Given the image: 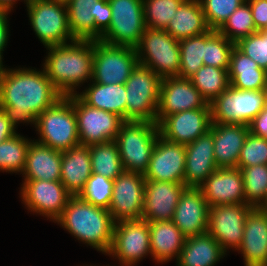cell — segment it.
Listing matches in <instances>:
<instances>
[{
	"label": "cell",
	"mask_w": 267,
	"mask_h": 266,
	"mask_svg": "<svg viewBox=\"0 0 267 266\" xmlns=\"http://www.w3.org/2000/svg\"><path fill=\"white\" fill-rule=\"evenodd\" d=\"M263 92H264V97H265V105L267 106V79H266V83L263 88Z\"/></svg>",
	"instance_id": "db71d44e"
},
{
	"label": "cell",
	"mask_w": 267,
	"mask_h": 266,
	"mask_svg": "<svg viewBox=\"0 0 267 266\" xmlns=\"http://www.w3.org/2000/svg\"><path fill=\"white\" fill-rule=\"evenodd\" d=\"M180 78L189 79L199 68L204 66L205 33L179 41Z\"/></svg>",
	"instance_id": "8d00e7d4"
},
{
	"label": "cell",
	"mask_w": 267,
	"mask_h": 266,
	"mask_svg": "<svg viewBox=\"0 0 267 266\" xmlns=\"http://www.w3.org/2000/svg\"><path fill=\"white\" fill-rule=\"evenodd\" d=\"M245 266H267V212L252 207L246 216L243 240L237 251Z\"/></svg>",
	"instance_id": "cb8c5ba5"
},
{
	"label": "cell",
	"mask_w": 267,
	"mask_h": 266,
	"mask_svg": "<svg viewBox=\"0 0 267 266\" xmlns=\"http://www.w3.org/2000/svg\"><path fill=\"white\" fill-rule=\"evenodd\" d=\"M189 79L209 104L230 86L228 69L214 66H202Z\"/></svg>",
	"instance_id": "836d02e7"
},
{
	"label": "cell",
	"mask_w": 267,
	"mask_h": 266,
	"mask_svg": "<svg viewBox=\"0 0 267 266\" xmlns=\"http://www.w3.org/2000/svg\"><path fill=\"white\" fill-rule=\"evenodd\" d=\"M16 1L17 0H0V8H4L11 11ZM24 1L26 2L27 6L32 0H24Z\"/></svg>",
	"instance_id": "816d5d0a"
},
{
	"label": "cell",
	"mask_w": 267,
	"mask_h": 266,
	"mask_svg": "<svg viewBox=\"0 0 267 266\" xmlns=\"http://www.w3.org/2000/svg\"><path fill=\"white\" fill-rule=\"evenodd\" d=\"M210 108V104L193 86L190 79L168 77L161 81L156 121L159 124L173 113Z\"/></svg>",
	"instance_id": "e0dca14e"
},
{
	"label": "cell",
	"mask_w": 267,
	"mask_h": 266,
	"mask_svg": "<svg viewBox=\"0 0 267 266\" xmlns=\"http://www.w3.org/2000/svg\"><path fill=\"white\" fill-rule=\"evenodd\" d=\"M3 68H4L3 62H2V60H0V77H1V73H2Z\"/></svg>",
	"instance_id": "11a10c76"
},
{
	"label": "cell",
	"mask_w": 267,
	"mask_h": 266,
	"mask_svg": "<svg viewBox=\"0 0 267 266\" xmlns=\"http://www.w3.org/2000/svg\"><path fill=\"white\" fill-rule=\"evenodd\" d=\"M235 46L267 71V31L259 30L242 38Z\"/></svg>",
	"instance_id": "f6af8a7d"
},
{
	"label": "cell",
	"mask_w": 267,
	"mask_h": 266,
	"mask_svg": "<svg viewBox=\"0 0 267 266\" xmlns=\"http://www.w3.org/2000/svg\"><path fill=\"white\" fill-rule=\"evenodd\" d=\"M217 31L234 44L256 33L258 30L254 25L249 4L244 2L238 7Z\"/></svg>",
	"instance_id": "f35d334b"
},
{
	"label": "cell",
	"mask_w": 267,
	"mask_h": 266,
	"mask_svg": "<svg viewBox=\"0 0 267 266\" xmlns=\"http://www.w3.org/2000/svg\"><path fill=\"white\" fill-rule=\"evenodd\" d=\"M34 126L40 135L36 142L54 150L63 152L80 145L74 106L66 96L45 109L37 117Z\"/></svg>",
	"instance_id": "277c9868"
},
{
	"label": "cell",
	"mask_w": 267,
	"mask_h": 266,
	"mask_svg": "<svg viewBox=\"0 0 267 266\" xmlns=\"http://www.w3.org/2000/svg\"><path fill=\"white\" fill-rule=\"evenodd\" d=\"M251 208L249 204L210 207L207 232L226 252L230 248L237 250L242 244L246 216Z\"/></svg>",
	"instance_id": "2e32d148"
},
{
	"label": "cell",
	"mask_w": 267,
	"mask_h": 266,
	"mask_svg": "<svg viewBox=\"0 0 267 266\" xmlns=\"http://www.w3.org/2000/svg\"><path fill=\"white\" fill-rule=\"evenodd\" d=\"M185 160V145L170 142L159 135L144 178L146 180L183 183Z\"/></svg>",
	"instance_id": "d6986e66"
},
{
	"label": "cell",
	"mask_w": 267,
	"mask_h": 266,
	"mask_svg": "<svg viewBox=\"0 0 267 266\" xmlns=\"http://www.w3.org/2000/svg\"><path fill=\"white\" fill-rule=\"evenodd\" d=\"M186 188L183 183L146 180L142 219L148 222L172 220Z\"/></svg>",
	"instance_id": "44dd1931"
},
{
	"label": "cell",
	"mask_w": 267,
	"mask_h": 266,
	"mask_svg": "<svg viewBox=\"0 0 267 266\" xmlns=\"http://www.w3.org/2000/svg\"><path fill=\"white\" fill-rule=\"evenodd\" d=\"M32 28L46 47L75 41L69 25L66 3L60 0H32L27 5Z\"/></svg>",
	"instance_id": "ba28073f"
},
{
	"label": "cell",
	"mask_w": 267,
	"mask_h": 266,
	"mask_svg": "<svg viewBox=\"0 0 267 266\" xmlns=\"http://www.w3.org/2000/svg\"><path fill=\"white\" fill-rule=\"evenodd\" d=\"M235 44L217 30L205 32V52L203 63L222 69H229L230 56Z\"/></svg>",
	"instance_id": "74e56055"
},
{
	"label": "cell",
	"mask_w": 267,
	"mask_h": 266,
	"mask_svg": "<svg viewBox=\"0 0 267 266\" xmlns=\"http://www.w3.org/2000/svg\"><path fill=\"white\" fill-rule=\"evenodd\" d=\"M138 63L135 48L94 40L92 82L125 84Z\"/></svg>",
	"instance_id": "8fae6325"
},
{
	"label": "cell",
	"mask_w": 267,
	"mask_h": 266,
	"mask_svg": "<svg viewBox=\"0 0 267 266\" xmlns=\"http://www.w3.org/2000/svg\"><path fill=\"white\" fill-rule=\"evenodd\" d=\"M8 13H10V10L0 8V60H2V53L7 45L9 38V24H7L9 22L7 20Z\"/></svg>",
	"instance_id": "681fc988"
},
{
	"label": "cell",
	"mask_w": 267,
	"mask_h": 266,
	"mask_svg": "<svg viewBox=\"0 0 267 266\" xmlns=\"http://www.w3.org/2000/svg\"><path fill=\"white\" fill-rule=\"evenodd\" d=\"M157 123L125 121L116 137L124 171L144 174L157 142Z\"/></svg>",
	"instance_id": "5b68a950"
},
{
	"label": "cell",
	"mask_w": 267,
	"mask_h": 266,
	"mask_svg": "<svg viewBox=\"0 0 267 266\" xmlns=\"http://www.w3.org/2000/svg\"><path fill=\"white\" fill-rule=\"evenodd\" d=\"M214 156L218 168H236L241 149L249 133L245 124L211 123Z\"/></svg>",
	"instance_id": "d4e9b609"
},
{
	"label": "cell",
	"mask_w": 267,
	"mask_h": 266,
	"mask_svg": "<svg viewBox=\"0 0 267 266\" xmlns=\"http://www.w3.org/2000/svg\"><path fill=\"white\" fill-rule=\"evenodd\" d=\"M265 106L263 90L229 86L210 103L211 119L213 123L248 125Z\"/></svg>",
	"instance_id": "30bf717a"
},
{
	"label": "cell",
	"mask_w": 267,
	"mask_h": 266,
	"mask_svg": "<svg viewBox=\"0 0 267 266\" xmlns=\"http://www.w3.org/2000/svg\"><path fill=\"white\" fill-rule=\"evenodd\" d=\"M201 2L185 0L177 9L165 31L180 41L209 31Z\"/></svg>",
	"instance_id": "f546056e"
},
{
	"label": "cell",
	"mask_w": 267,
	"mask_h": 266,
	"mask_svg": "<svg viewBox=\"0 0 267 266\" xmlns=\"http://www.w3.org/2000/svg\"><path fill=\"white\" fill-rule=\"evenodd\" d=\"M249 132L267 139V106L248 124Z\"/></svg>",
	"instance_id": "c3c4849f"
},
{
	"label": "cell",
	"mask_w": 267,
	"mask_h": 266,
	"mask_svg": "<svg viewBox=\"0 0 267 266\" xmlns=\"http://www.w3.org/2000/svg\"><path fill=\"white\" fill-rule=\"evenodd\" d=\"M185 0H143L146 28L166 29Z\"/></svg>",
	"instance_id": "60d3db41"
},
{
	"label": "cell",
	"mask_w": 267,
	"mask_h": 266,
	"mask_svg": "<svg viewBox=\"0 0 267 266\" xmlns=\"http://www.w3.org/2000/svg\"><path fill=\"white\" fill-rule=\"evenodd\" d=\"M210 206L199 188L187 187L175 208L173 223L186 236L207 232Z\"/></svg>",
	"instance_id": "7402d4cb"
},
{
	"label": "cell",
	"mask_w": 267,
	"mask_h": 266,
	"mask_svg": "<svg viewBox=\"0 0 267 266\" xmlns=\"http://www.w3.org/2000/svg\"><path fill=\"white\" fill-rule=\"evenodd\" d=\"M207 204H246L244 182L239 168H217L199 187Z\"/></svg>",
	"instance_id": "ffe728a7"
},
{
	"label": "cell",
	"mask_w": 267,
	"mask_h": 266,
	"mask_svg": "<svg viewBox=\"0 0 267 266\" xmlns=\"http://www.w3.org/2000/svg\"><path fill=\"white\" fill-rule=\"evenodd\" d=\"M150 252L158 263L169 262L173 257L178 259L184 247L186 236L169 221L149 222Z\"/></svg>",
	"instance_id": "83f0119b"
},
{
	"label": "cell",
	"mask_w": 267,
	"mask_h": 266,
	"mask_svg": "<svg viewBox=\"0 0 267 266\" xmlns=\"http://www.w3.org/2000/svg\"><path fill=\"white\" fill-rule=\"evenodd\" d=\"M113 183L114 180L92 173L78 196L96 207L108 210L113 193Z\"/></svg>",
	"instance_id": "b9f144b4"
},
{
	"label": "cell",
	"mask_w": 267,
	"mask_h": 266,
	"mask_svg": "<svg viewBox=\"0 0 267 266\" xmlns=\"http://www.w3.org/2000/svg\"><path fill=\"white\" fill-rule=\"evenodd\" d=\"M226 251L208 232L186 237L177 259L178 266H214Z\"/></svg>",
	"instance_id": "f1b7e54d"
},
{
	"label": "cell",
	"mask_w": 267,
	"mask_h": 266,
	"mask_svg": "<svg viewBox=\"0 0 267 266\" xmlns=\"http://www.w3.org/2000/svg\"><path fill=\"white\" fill-rule=\"evenodd\" d=\"M92 175L89 146L79 145L62 152L60 181L72 196H78Z\"/></svg>",
	"instance_id": "4316f807"
},
{
	"label": "cell",
	"mask_w": 267,
	"mask_h": 266,
	"mask_svg": "<svg viewBox=\"0 0 267 266\" xmlns=\"http://www.w3.org/2000/svg\"><path fill=\"white\" fill-rule=\"evenodd\" d=\"M146 179L144 174L123 171L114 179L108 211L113 221L142 219Z\"/></svg>",
	"instance_id": "5bb4252c"
},
{
	"label": "cell",
	"mask_w": 267,
	"mask_h": 266,
	"mask_svg": "<svg viewBox=\"0 0 267 266\" xmlns=\"http://www.w3.org/2000/svg\"><path fill=\"white\" fill-rule=\"evenodd\" d=\"M111 24L100 41L113 46L135 48L145 32L143 0H108Z\"/></svg>",
	"instance_id": "9c48e42d"
},
{
	"label": "cell",
	"mask_w": 267,
	"mask_h": 266,
	"mask_svg": "<svg viewBox=\"0 0 267 266\" xmlns=\"http://www.w3.org/2000/svg\"><path fill=\"white\" fill-rule=\"evenodd\" d=\"M73 103L80 145L90 146L115 141L125 122L119 115L88 106L76 94L67 96Z\"/></svg>",
	"instance_id": "7c38bea8"
},
{
	"label": "cell",
	"mask_w": 267,
	"mask_h": 266,
	"mask_svg": "<svg viewBox=\"0 0 267 266\" xmlns=\"http://www.w3.org/2000/svg\"><path fill=\"white\" fill-rule=\"evenodd\" d=\"M15 129L7 118V114L0 108V143L17 134Z\"/></svg>",
	"instance_id": "f907efd6"
},
{
	"label": "cell",
	"mask_w": 267,
	"mask_h": 266,
	"mask_svg": "<svg viewBox=\"0 0 267 266\" xmlns=\"http://www.w3.org/2000/svg\"><path fill=\"white\" fill-rule=\"evenodd\" d=\"M45 74L63 96L77 94L76 87L92 80L94 40H79L46 47Z\"/></svg>",
	"instance_id": "7a4b0ae2"
},
{
	"label": "cell",
	"mask_w": 267,
	"mask_h": 266,
	"mask_svg": "<svg viewBox=\"0 0 267 266\" xmlns=\"http://www.w3.org/2000/svg\"><path fill=\"white\" fill-rule=\"evenodd\" d=\"M267 165V139L248 133L241 149L237 168Z\"/></svg>",
	"instance_id": "ee69618b"
},
{
	"label": "cell",
	"mask_w": 267,
	"mask_h": 266,
	"mask_svg": "<svg viewBox=\"0 0 267 266\" xmlns=\"http://www.w3.org/2000/svg\"><path fill=\"white\" fill-rule=\"evenodd\" d=\"M260 209H262L263 211L267 212V195L264 199V201L262 202V204L259 206Z\"/></svg>",
	"instance_id": "f5cc1de1"
},
{
	"label": "cell",
	"mask_w": 267,
	"mask_h": 266,
	"mask_svg": "<svg viewBox=\"0 0 267 266\" xmlns=\"http://www.w3.org/2000/svg\"><path fill=\"white\" fill-rule=\"evenodd\" d=\"M32 140L15 134L0 143V171L23 172L26 164L27 149Z\"/></svg>",
	"instance_id": "d590c367"
},
{
	"label": "cell",
	"mask_w": 267,
	"mask_h": 266,
	"mask_svg": "<svg viewBox=\"0 0 267 266\" xmlns=\"http://www.w3.org/2000/svg\"><path fill=\"white\" fill-rule=\"evenodd\" d=\"M62 152L31 141L22 175L24 180L60 181Z\"/></svg>",
	"instance_id": "484cf974"
},
{
	"label": "cell",
	"mask_w": 267,
	"mask_h": 266,
	"mask_svg": "<svg viewBox=\"0 0 267 266\" xmlns=\"http://www.w3.org/2000/svg\"><path fill=\"white\" fill-rule=\"evenodd\" d=\"M22 202L31 211L56 221L72 196L61 181L24 180Z\"/></svg>",
	"instance_id": "9a60e30c"
},
{
	"label": "cell",
	"mask_w": 267,
	"mask_h": 266,
	"mask_svg": "<svg viewBox=\"0 0 267 266\" xmlns=\"http://www.w3.org/2000/svg\"><path fill=\"white\" fill-rule=\"evenodd\" d=\"M135 50L139 64L161 79L179 76V41L164 29L146 28Z\"/></svg>",
	"instance_id": "52a82bcc"
},
{
	"label": "cell",
	"mask_w": 267,
	"mask_h": 266,
	"mask_svg": "<svg viewBox=\"0 0 267 266\" xmlns=\"http://www.w3.org/2000/svg\"><path fill=\"white\" fill-rule=\"evenodd\" d=\"M89 152L92 173L114 180L124 171L115 141L90 145Z\"/></svg>",
	"instance_id": "e575fe53"
},
{
	"label": "cell",
	"mask_w": 267,
	"mask_h": 266,
	"mask_svg": "<svg viewBox=\"0 0 267 266\" xmlns=\"http://www.w3.org/2000/svg\"><path fill=\"white\" fill-rule=\"evenodd\" d=\"M230 86L239 90H263L267 71L234 46L228 69Z\"/></svg>",
	"instance_id": "4dcf8cb0"
},
{
	"label": "cell",
	"mask_w": 267,
	"mask_h": 266,
	"mask_svg": "<svg viewBox=\"0 0 267 266\" xmlns=\"http://www.w3.org/2000/svg\"><path fill=\"white\" fill-rule=\"evenodd\" d=\"M244 2L246 0H202L201 6L209 28L218 30Z\"/></svg>",
	"instance_id": "7bdbcfd3"
},
{
	"label": "cell",
	"mask_w": 267,
	"mask_h": 266,
	"mask_svg": "<svg viewBox=\"0 0 267 266\" xmlns=\"http://www.w3.org/2000/svg\"><path fill=\"white\" fill-rule=\"evenodd\" d=\"M162 79L148 67L137 64L126 80V121L157 123Z\"/></svg>",
	"instance_id": "8992f818"
},
{
	"label": "cell",
	"mask_w": 267,
	"mask_h": 266,
	"mask_svg": "<svg viewBox=\"0 0 267 266\" xmlns=\"http://www.w3.org/2000/svg\"><path fill=\"white\" fill-rule=\"evenodd\" d=\"M252 11L256 29L263 30L267 25V0H246Z\"/></svg>",
	"instance_id": "7dc6e473"
},
{
	"label": "cell",
	"mask_w": 267,
	"mask_h": 266,
	"mask_svg": "<svg viewBox=\"0 0 267 266\" xmlns=\"http://www.w3.org/2000/svg\"><path fill=\"white\" fill-rule=\"evenodd\" d=\"M64 97L45 71L19 68L2 70L0 108L15 126L19 122L35 124L37 117Z\"/></svg>",
	"instance_id": "6da1fadb"
},
{
	"label": "cell",
	"mask_w": 267,
	"mask_h": 266,
	"mask_svg": "<svg viewBox=\"0 0 267 266\" xmlns=\"http://www.w3.org/2000/svg\"><path fill=\"white\" fill-rule=\"evenodd\" d=\"M244 182L245 203L259 207L267 195V165L239 168Z\"/></svg>",
	"instance_id": "ab89813d"
},
{
	"label": "cell",
	"mask_w": 267,
	"mask_h": 266,
	"mask_svg": "<svg viewBox=\"0 0 267 266\" xmlns=\"http://www.w3.org/2000/svg\"><path fill=\"white\" fill-rule=\"evenodd\" d=\"M186 160L183 184L198 188L218 167L214 156L212 131L185 145Z\"/></svg>",
	"instance_id": "603a6c76"
},
{
	"label": "cell",
	"mask_w": 267,
	"mask_h": 266,
	"mask_svg": "<svg viewBox=\"0 0 267 266\" xmlns=\"http://www.w3.org/2000/svg\"><path fill=\"white\" fill-rule=\"evenodd\" d=\"M62 225L77 240L108 254L115 222L111 213L104 208L71 196L61 216L55 221Z\"/></svg>",
	"instance_id": "3957f363"
},
{
	"label": "cell",
	"mask_w": 267,
	"mask_h": 266,
	"mask_svg": "<svg viewBox=\"0 0 267 266\" xmlns=\"http://www.w3.org/2000/svg\"><path fill=\"white\" fill-rule=\"evenodd\" d=\"M88 106L112 112L126 121L125 84H100L93 82L80 94H76Z\"/></svg>",
	"instance_id": "1f68e13d"
},
{
	"label": "cell",
	"mask_w": 267,
	"mask_h": 266,
	"mask_svg": "<svg viewBox=\"0 0 267 266\" xmlns=\"http://www.w3.org/2000/svg\"><path fill=\"white\" fill-rule=\"evenodd\" d=\"M111 17L112 10L108 0H99L94 15V40H100L102 34L109 28Z\"/></svg>",
	"instance_id": "bcb514c9"
},
{
	"label": "cell",
	"mask_w": 267,
	"mask_h": 266,
	"mask_svg": "<svg viewBox=\"0 0 267 266\" xmlns=\"http://www.w3.org/2000/svg\"><path fill=\"white\" fill-rule=\"evenodd\" d=\"M99 0L66 1L68 25L72 36L79 40H94V15Z\"/></svg>",
	"instance_id": "d6a6232c"
},
{
	"label": "cell",
	"mask_w": 267,
	"mask_h": 266,
	"mask_svg": "<svg viewBox=\"0 0 267 266\" xmlns=\"http://www.w3.org/2000/svg\"><path fill=\"white\" fill-rule=\"evenodd\" d=\"M211 109L198 108L166 116L159 124V133L164 139L187 145L210 130Z\"/></svg>",
	"instance_id": "ac0fdd59"
},
{
	"label": "cell",
	"mask_w": 267,
	"mask_h": 266,
	"mask_svg": "<svg viewBox=\"0 0 267 266\" xmlns=\"http://www.w3.org/2000/svg\"><path fill=\"white\" fill-rule=\"evenodd\" d=\"M150 252L149 222L144 219L122 220L114 224L113 241L108 255L123 266L134 264Z\"/></svg>",
	"instance_id": "4fadbf2b"
}]
</instances>
